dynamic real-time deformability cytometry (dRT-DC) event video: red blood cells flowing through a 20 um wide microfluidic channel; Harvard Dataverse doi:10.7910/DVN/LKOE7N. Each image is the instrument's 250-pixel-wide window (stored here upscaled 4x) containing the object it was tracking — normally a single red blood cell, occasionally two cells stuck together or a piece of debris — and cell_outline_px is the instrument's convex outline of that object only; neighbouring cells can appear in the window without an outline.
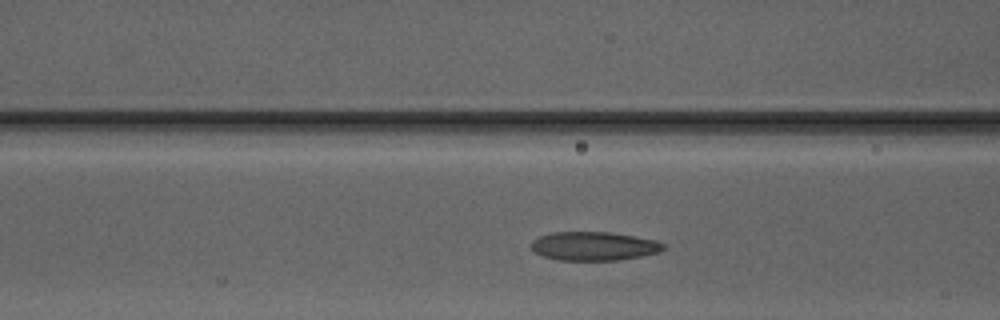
{"species": "Egyptian fruit bat (a non-hibernating species)", "species_latin": "Rousettus aegyptiacus", "temperature_condition": "warm", "stored_images_in_passage": 31, "camera_frame_rate_fps": 3000, "um_per_image_px": 0.085, "animal": {"sex": "male"}, "frame": {"image": 1, "passage_image": 11, "time_ms": 3.333, "image_size_px": [1000, 320], "cell_outline_px": [[664, 248], [660, 252], [620, 260], [560, 260], [544, 256], [536, 252], [532, 248], [532, 240], [540, 236], [552, 232], [608, 232], [656, 240], [664, 244]], "centroid_in_image_um": [50.49, 20.92], "position_along_channel_um": 116.1, "area_um2": 21.91}}
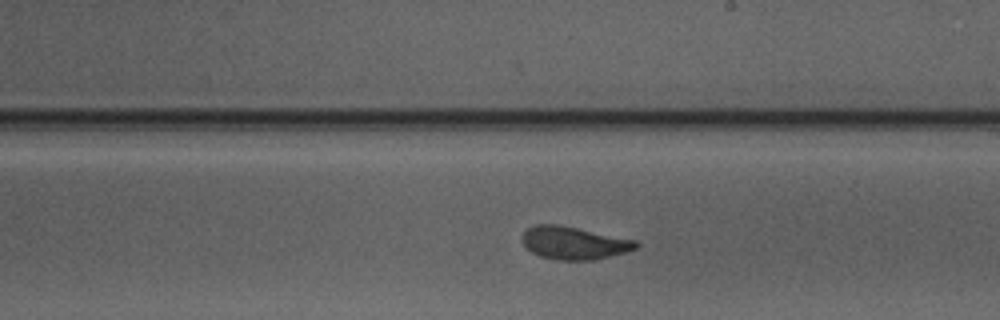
{"frame": {"image": 2, "passage_image": 20, "time_ms": 6.333, "image_size_px": [1000, 320], "cell_outline_px": [[640, 244], [636, 248], [624, 252], [592, 260], [556, 260], [540, 256], [532, 252], [524, 244], [524, 228], [536, 224], [560, 224], [636, 240]], "centroid_in_image_um": [48.77, 20.63], "position_along_channel_um": 240.2, "area_um2": 21.62}}
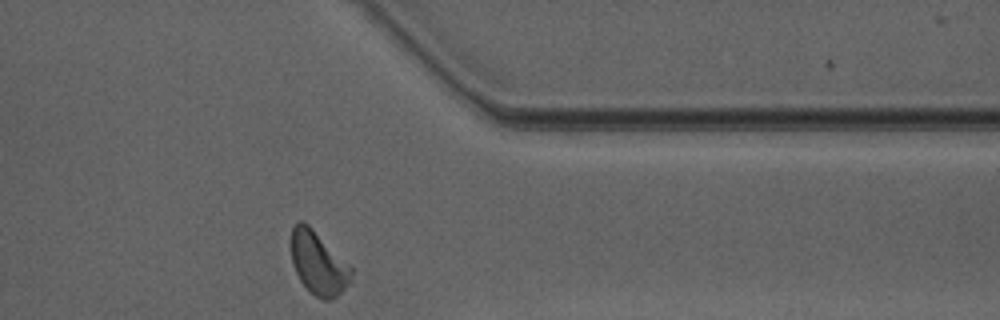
{"frame": {"image": 3, "passage_image": 31, "time_ms": 10.0, "image_size_px": [1000, 320], "cell_outline_px": [[352, 280], [332, 300], [324, 300], [316, 296], [300, 280], [292, 264], [292, 228], [300, 220], [304, 220], [352, 268]], "centroid_in_image_um": [27.06, 22.37], "position_along_channel_um": 384.3, "area_um2": 21.56}, "authors_computed_cell_mechanics": {"area_um2": 21.964, "velocity_mm_per_s": 4.1413, "shape_relaxation_time_tau1_ms": 3.4253, "shape_relaxation_time_tau2_ms": 1.0841, "deformation_change_tau1": 0.1375, "deformation_change_tau2": 0.0702}}